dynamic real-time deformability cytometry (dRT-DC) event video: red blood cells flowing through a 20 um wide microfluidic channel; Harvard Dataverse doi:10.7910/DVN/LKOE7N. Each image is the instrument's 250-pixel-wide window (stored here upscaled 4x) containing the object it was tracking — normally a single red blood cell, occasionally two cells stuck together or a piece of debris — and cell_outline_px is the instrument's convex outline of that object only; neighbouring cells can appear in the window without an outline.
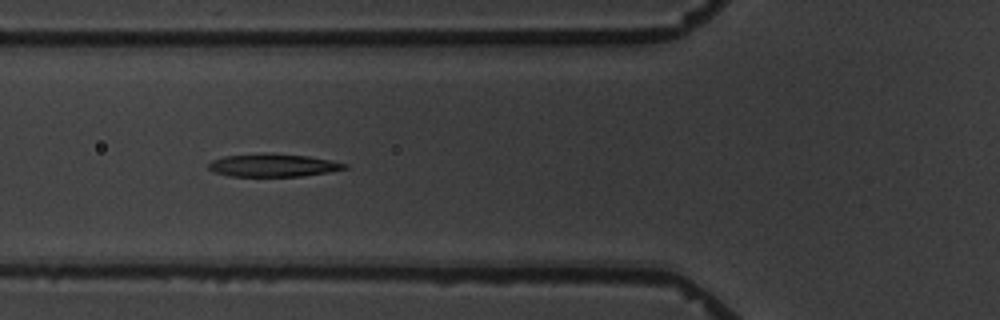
{"species": "common noctule bat (a hibernating species)", "species_latin": "Nyctalus noctula", "temperature_condition": "warm", "stored_images_in_passage": 8, "camera_frame_rate_fps": 3000, "um_per_image_px": 0.085, "animal": {"sex": "male", "body_mass_g": 19.5, "forearm_length_mm": 54.6}, "frame": {"image": 1, "passage_image": 6, "time_ms": 5.667, "image_size_px": [1000, 320], "cell_outline_px": [[348, 168], [328, 172], [300, 176], [228, 176], [216, 172], [208, 168], [208, 164], [212, 160], [224, 156], [264, 152], [308, 156], [348, 164]], "centroid_in_image_um": [23.19, 14.04], "position_along_channel_um": 102.6, "area_um2": 18.15}}
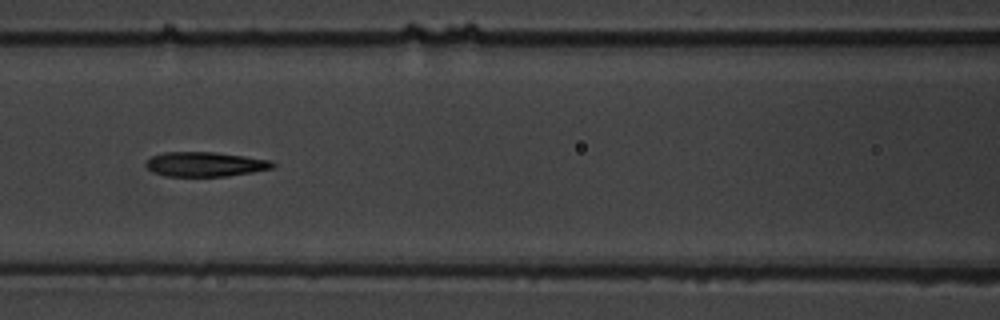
{"frame": {"image": 2, "passage_image": 7, "time_ms": 7.0, "image_size_px": [1000, 320], "cell_outline_px": [[276, 164], [272, 168], [252, 172], [228, 176], [164, 176], [152, 172], [144, 164], [152, 156], [164, 152], [212, 152], [244, 156], [272, 160]], "centroid_in_image_um": [17.43, 13.96], "position_along_channel_um": 149.2, "area_um2": 18.15}}
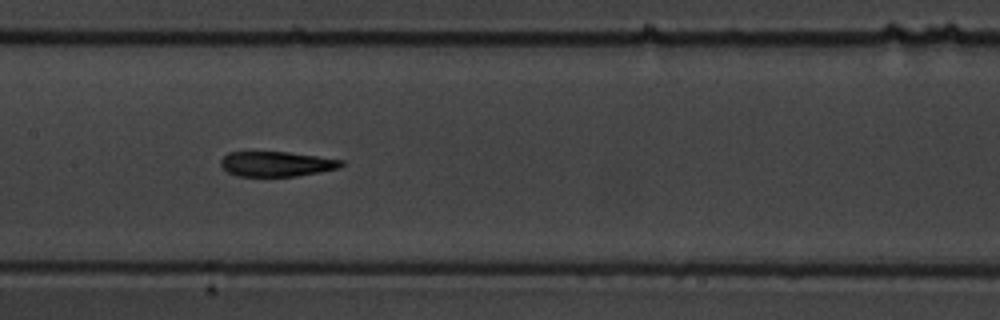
{"frame": {"image": 3, "passage_image": 8, "time_ms": 8.0, "image_size_px": [1000, 320], "cell_outline_px": [[344, 164], [340, 168], [320, 172], [296, 176], [236, 176], [228, 172], [220, 164], [220, 160], [228, 152], [288, 152], [344, 160]], "centroid_in_image_um": [23.52, 13.94], "position_along_channel_um": 183.9, "area_um2": 17.57}}